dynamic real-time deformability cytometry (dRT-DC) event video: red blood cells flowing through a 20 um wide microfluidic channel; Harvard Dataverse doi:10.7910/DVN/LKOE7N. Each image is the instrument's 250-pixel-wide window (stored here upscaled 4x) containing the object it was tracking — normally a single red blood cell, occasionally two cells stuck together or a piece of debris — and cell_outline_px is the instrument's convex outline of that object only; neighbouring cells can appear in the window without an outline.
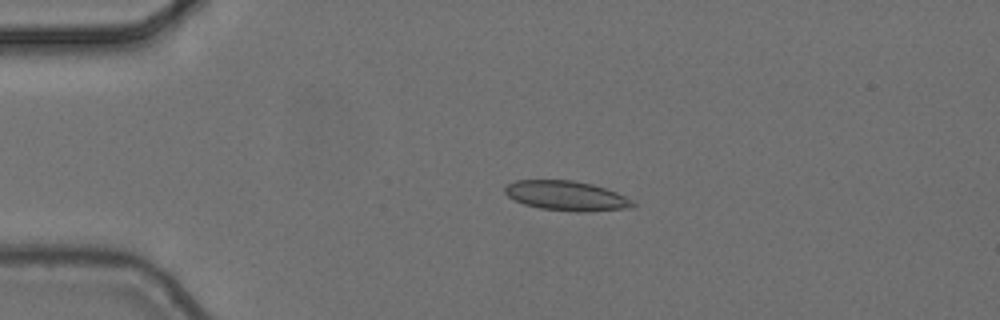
{"species": "common noctule bat (a hibernating species)", "species_latin": "Nyctalus noctula", "temperature_condition": "cold", "stored_images_in_passage": 8, "camera_frame_rate_fps": 3000, "um_per_image_px": 0.085, "animal": {"sex": "female", "body_mass_g": 24.6, "forearm_length_mm": 56.2}, "frame": {"image": 1, "passage_image": 4, "time_ms": 1.0, "image_size_px": [1000, 320], "cell_outline_px": [[636, 204], [632, 208], [540, 208], [524, 204], [508, 196], [504, 192], [504, 188], [508, 184], [516, 180], [572, 180], [592, 184], [616, 192], [632, 200]], "centroid_in_image_um": [48.06, 16.56], "position_along_channel_um": 36.9, "area_um2": 20.63}}
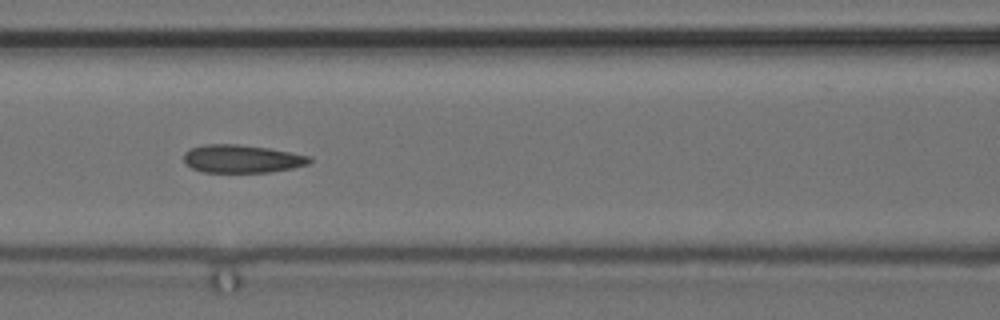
{"frame": {"image": 2, "passage_image": 7, "time_ms": 2.0, "image_size_px": [1000, 320], "cell_outline_px": [[312, 160], [308, 164], [292, 168], [268, 172], [204, 172], [192, 168], [184, 160], [184, 152], [188, 148], [204, 144], [236, 144], [268, 148], [312, 156]], "centroid_in_image_um": [20.55, 13.49], "position_along_channel_um": 146.0, "area_um2": 20.52}}
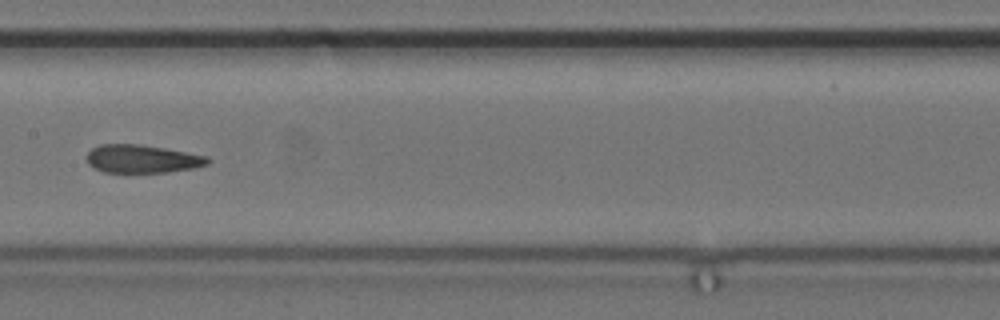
{"frame": {"image": 3, "passage_image": 8, "time_ms": 2.333, "image_size_px": [1000, 320], "cell_outline_px": [[212, 160], [208, 164], [192, 168], [168, 172], [104, 172], [88, 164], [88, 152], [92, 148], [100, 144], [140, 144], [164, 148], [208, 156]], "centroid_in_image_um": [12.11, 13.5], "position_along_channel_um": 195.3, "area_um2": 19.71}}